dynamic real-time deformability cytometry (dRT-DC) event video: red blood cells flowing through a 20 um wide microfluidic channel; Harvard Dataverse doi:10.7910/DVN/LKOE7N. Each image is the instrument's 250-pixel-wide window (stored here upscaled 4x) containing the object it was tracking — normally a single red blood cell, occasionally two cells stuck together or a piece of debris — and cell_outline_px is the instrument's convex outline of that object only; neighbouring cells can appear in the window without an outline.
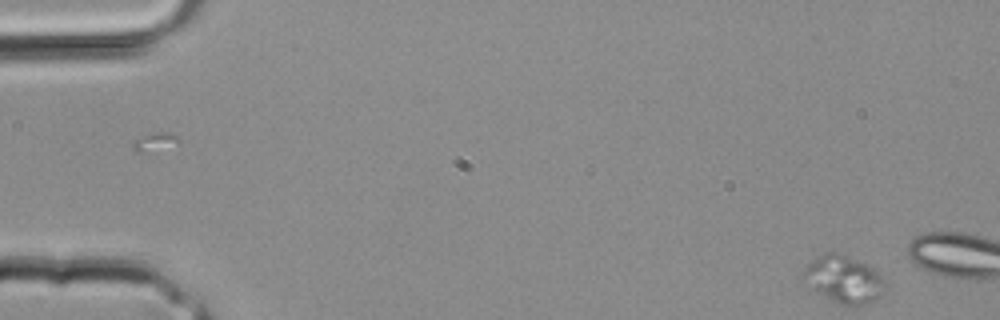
{"species": "common noctule bat (a hibernating species)", "species_latin": "Nyctalus noctula", "temperature_condition": "room temperature", "stored_images_in_passage": 8, "camera_frame_rate_fps": 3000, "um_per_image_px": 0.085, "animal": {"sex": "male", "body_mass_g": 20.4}, "frame": {"image": 1, "passage_image": 8, "time_ms": 2.333, "image_size_px": [1000, 320], "cell_outline_px": [[888, 284], [884, 292], [876, 300], [868, 304], [840, 304], [832, 300], [812, 288], [800, 280], [800, 272], [816, 256], [824, 252], [836, 252], [848, 256], [872, 268]], "centroid_in_image_um": [71.68, 23.73], "position_along_channel_um": 13.3, "area_um2": 22.54}}